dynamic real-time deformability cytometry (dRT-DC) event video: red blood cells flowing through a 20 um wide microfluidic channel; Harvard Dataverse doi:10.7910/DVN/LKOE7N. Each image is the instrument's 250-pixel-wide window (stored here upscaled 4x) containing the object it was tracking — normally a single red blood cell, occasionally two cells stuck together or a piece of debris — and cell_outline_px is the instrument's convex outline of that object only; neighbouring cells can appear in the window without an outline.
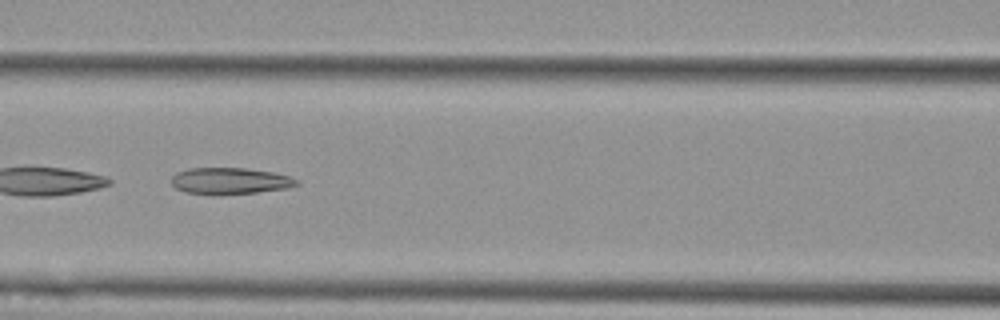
{"species": "Egyptian fruit bat (a non-hibernating species)", "species_latin": "Rousettus aegyptiacus", "temperature_condition": "cold", "stored_images_in_passage": 8, "camera_frame_rate_fps": 3000, "um_per_image_px": 0.085, "animal": {"sex": "female"}, "frame": {"image": 1, "passage_image": 5, "time_ms": 5.667, "image_size_px": [1000, 320], "cell_outline_px": [[300, 184], [288, 188], [256, 192], [184, 192], [176, 188], [172, 184], [172, 176], [176, 172], [188, 168], [244, 168], [272, 172], [292, 176], [300, 180]], "centroid_in_image_um": [19.61, 15.33], "position_along_channel_um": 147.0, "area_um2": 18.73}}
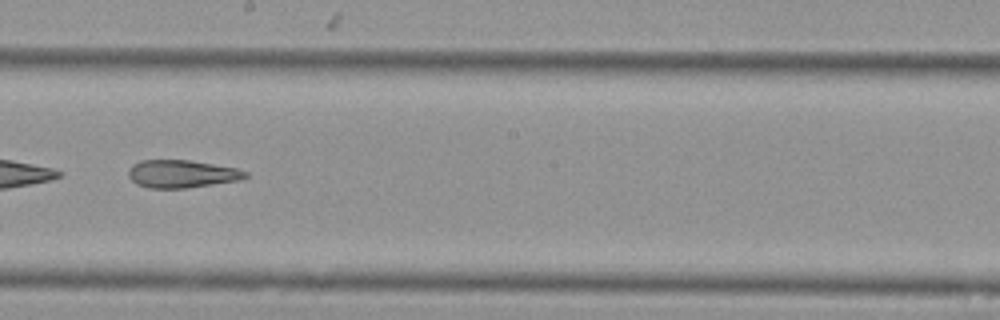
{"frame": {"image": 2, "passage_image": 7, "time_ms": 8.0, "image_size_px": [1000, 320], "cell_outline_px": [[248, 176], [240, 180], [184, 188], [148, 188], [136, 184], [128, 176], [128, 172], [132, 164], [140, 160], [188, 160], [236, 168], [248, 172]], "centroid_in_image_um": [15.42, 14.78], "position_along_channel_um": 232.8, "area_um2": 18.84}}
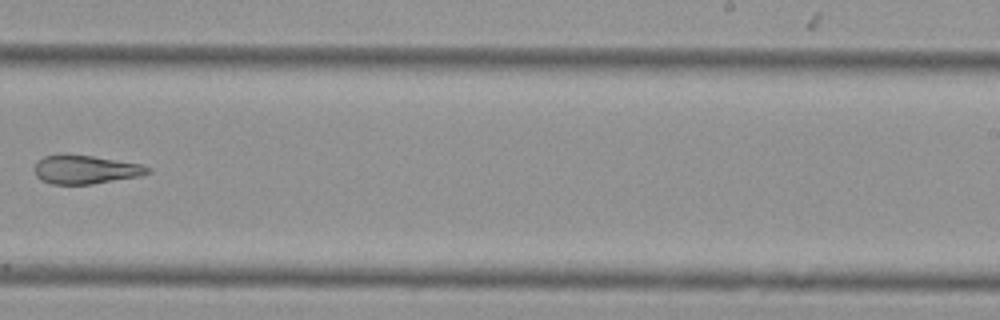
{"frame": {"image": 3, "passage_image": 8, "time_ms": 9.333, "image_size_px": [1000, 320], "cell_outline_px": [[152, 172], [140, 176], [92, 184], [52, 184], [40, 180], [36, 176], [36, 164], [44, 156], [64, 152], [92, 156], [140, 164], [152, 168]], "centroid_in_image_um": [7.27, 14.4], "position_along_channel_um": 281.7, "area_um2": 19.07}}